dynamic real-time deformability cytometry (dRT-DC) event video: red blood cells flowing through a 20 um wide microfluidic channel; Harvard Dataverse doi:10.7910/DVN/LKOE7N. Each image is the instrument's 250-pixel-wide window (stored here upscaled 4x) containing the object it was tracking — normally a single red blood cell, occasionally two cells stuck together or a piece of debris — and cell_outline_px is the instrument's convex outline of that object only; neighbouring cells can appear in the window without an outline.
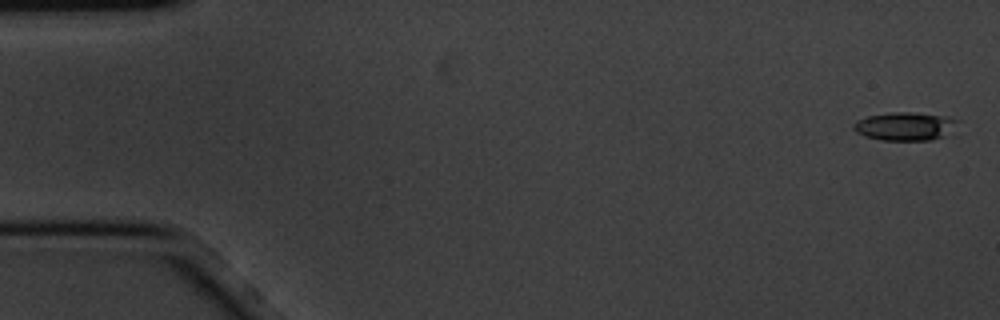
{"species": "common noctule bat (a hibernating species)", "species_latin": "Nyctalus noctula", "temperature_condition": "cold", "stored_images_in_passage": 8, "camera_frame_rate_fps": 3000, "um_per_image_px": 0.085, "animal": {"sex": "male", "body_mass_g": 20.1, "forearm_length_mm": 53.5}, "frame": {"image": 1, "passage_image": 1, "time_ms": 0.0, "image_size_px": [1000, 320], "cell_outline_px": [[960, 120], [944, 136], [932, 140], [880, 140], [864, 136], [856, 132], [852, 128], [852, 124], [856, 120], [868, 116], [892, 112], [912, 112], [948, 116]], "centroid_in_image_um": [76.89, 10.73], "position_along_channel_um": 8.1, "area_um2": 17.22}}
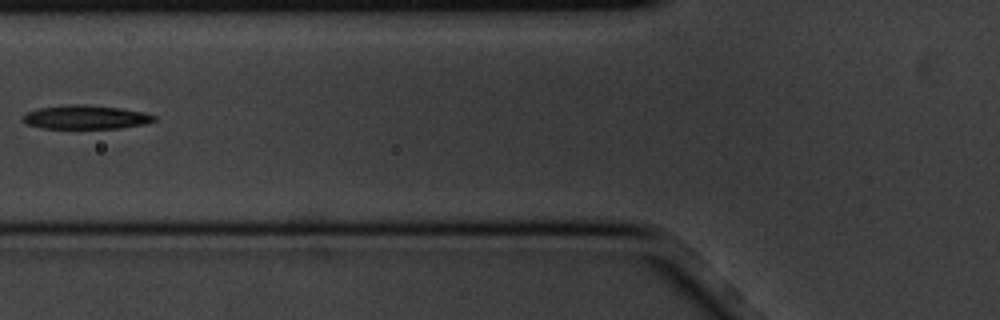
{"frame": {"image": 2, "passage_image": 7, "time_ms": 2.0, "image_size_px": [1000, 320], "cell_outline_px": [[156, 120], [144, 124], [120, 128], [40, 128], [28, 124], [20, 120], [20, 116], [36, 108], [68, 104], [84, 104], [120, 108], [144, 112], [156, 116]], "centroid_in_image_um": [7.23, 9.95], "position_along_channel_um": 118.6, "area_um2": 18.38}}
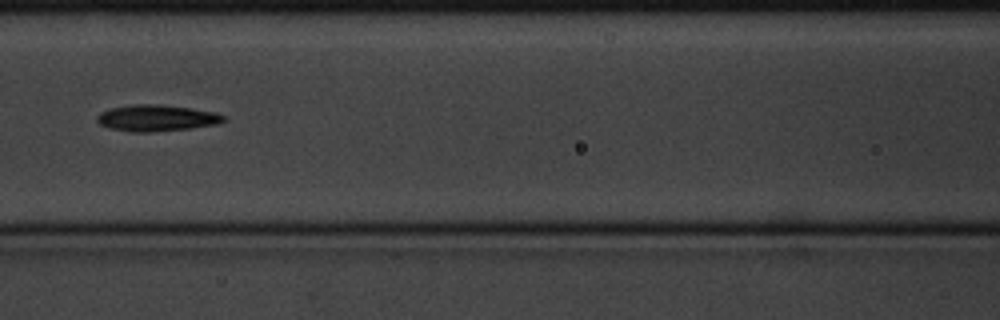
{"frame": {"image": 3, "passage_image": 8, "time_ms": 2.333, "image_size_px": [1000, 320], "cell_outline_px": [[224, 120], [216, 124], [192, 128], [148, 132], [132, 132], [112, 128], [100, 124], [96, 120], [96, 116], [100, 112], [112, 108], [132, 104], [156, 104], [192, 108], [216, 112], [224, 116]], "centroid_in_image_um": [13.3, 10.02], "position_along_channel_um": 153.3, "area_um2": 19.31}}